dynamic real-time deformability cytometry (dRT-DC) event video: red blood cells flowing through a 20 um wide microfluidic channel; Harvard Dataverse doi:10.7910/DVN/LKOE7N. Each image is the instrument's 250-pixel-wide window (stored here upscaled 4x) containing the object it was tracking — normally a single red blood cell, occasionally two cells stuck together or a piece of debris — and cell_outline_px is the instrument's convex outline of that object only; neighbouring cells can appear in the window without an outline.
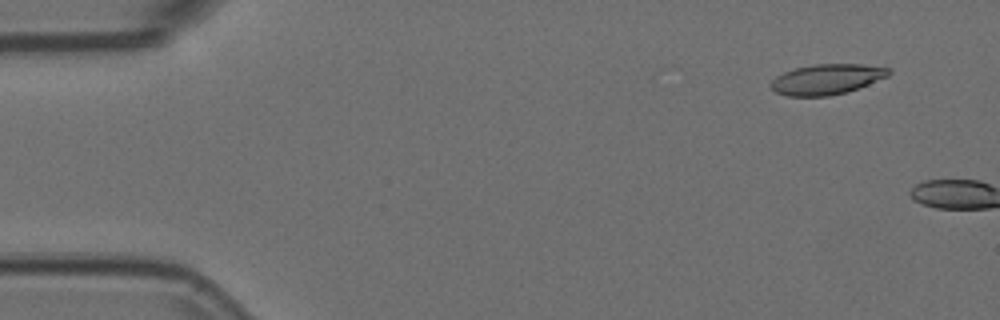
{"species": "Egyptian fruit bat (a non-hibernating species)", "species_latin": "Rousettus aegyptiacus", "temperature_condition": "room temperature", "stored_images_in_passage": 2, "camera_frame_rate_fps": 3000, "um_per_image_px": 0.085, "animal": {"sex": "female"}, "frame": {"image": 1, "passage_image": 1, "time_ms": 0.0, "image_size_px": [1000, 320], "cell_outline_px": [[892, 72], [888, 76], [848, 92], [828, 96], [788, 96], [776, 92], [768, 84], [776, 76], [784, 72], [796, 68], [812, 64], [860, 64], [892, 68]], "centroid_in_image_um": [70.28, 6.73], "position_along_channel_um": 14.7, "area_um2": 20.92}}